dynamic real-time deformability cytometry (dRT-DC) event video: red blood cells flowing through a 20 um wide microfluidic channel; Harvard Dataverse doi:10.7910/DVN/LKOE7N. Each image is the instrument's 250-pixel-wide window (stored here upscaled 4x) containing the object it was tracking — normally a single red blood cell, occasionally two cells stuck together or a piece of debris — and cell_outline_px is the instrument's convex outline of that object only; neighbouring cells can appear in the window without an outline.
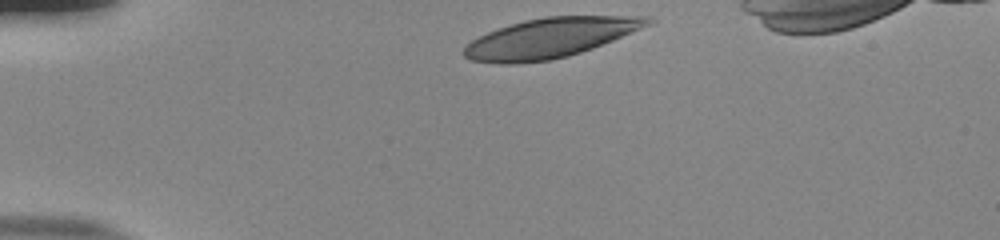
{"species": "human", "species_latin": "Homo sapiens", "temperature_condition": "room temperature", "stored_images_in_passage": 34, "camera_frame_rate_fps": 3000, "um_per_image_px": 0.085, "donor": {"sex": "male"}, "frame": {"image": 1, "passage_image": 1, "time_ms": 0.0, "image_size_px": [1000, 240], "cell_outline_px": [[656, 20], [640, 28], [612, 40], [592, 48], [568, 56], [552, 60], [512, 64], [500, 64], [472, 60], [464, 56], [464, 48], [472, 40], [488, 32], [524, 20], [544, 16], [648, 16]], "centroid_in_image_um": [46.74, 3.22], "position_along_channel_um": 38.3, "area_um2": 41.96}}
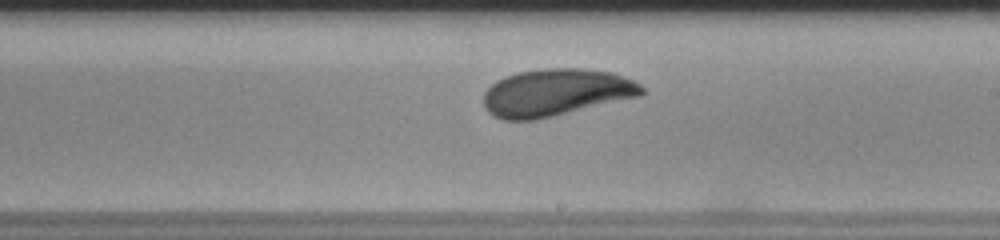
{"frame": {"image": 2, "passage_image": 21, "time_ms": 6.667, "image_size_px": [1000, 240], "cell_outline_px": [[644, 92], [640, 96], [536, 120], [504, 120], [492, 116], [484, 108], [484, 92], [496, 80], [504, 76], [520, 72], [544, 68], [580, 68], [612, 72], [624, 76], [640, 84], [644, 88]], "centroid_in_image_um": [47.23, 7.86], "position_along_channel_um": 241.8, "area_um2": 43.64}}
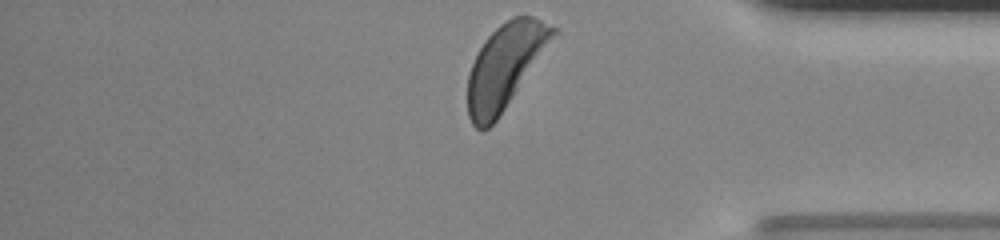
{"frame": {"image": 3, "passage_image": 34, "time_ms": 11.0, "image_size_px": [1000, 240], "cell_outline_px": [[560, 32], [496, 120], [488, 128], [480, 132], [472, 124], [468, 116], [468, 76], [472, 64], [484, 40], [500, 24], [512, 16], [532, 16], [556, 28]], "centroid_in_image_um": [42.95, 5.61], "position_along_channel_um": 392.3, "area_um2": 41.73}, "authors_computed_cell_mechanics": {"area_um2": 43.2344, "velocity_mm_per_s": 3.8141, "shape_relaxation_time_tau1_ms": 4.4458, "shape_relaxation_time_tau2_ms": null, "deformation_change_tau1": 0.1816, "deformation_change_tau2": null}}